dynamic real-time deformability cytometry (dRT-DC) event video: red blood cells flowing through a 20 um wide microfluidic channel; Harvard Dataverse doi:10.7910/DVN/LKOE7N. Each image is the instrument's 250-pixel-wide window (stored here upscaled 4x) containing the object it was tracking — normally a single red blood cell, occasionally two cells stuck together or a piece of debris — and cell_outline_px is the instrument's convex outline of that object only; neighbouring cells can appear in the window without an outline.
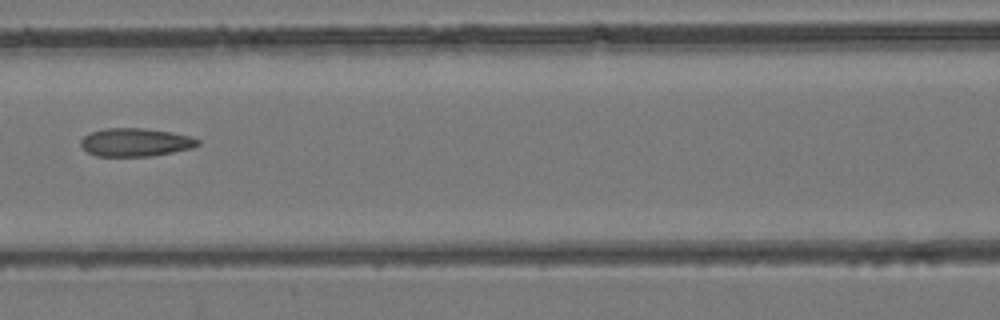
{"species": "common noctule bat (a hibernating species)", "species_latin": "Nyctalus noctula", "temperature_condition": "room temperature", "stored_images_in_passage": 6, "camera_frame_rate_fps": 3000, "um_per_image_px": 0.085, "animal": {"sex": "female", "body_mass_g": 24.6, "forearm_length_mm": 56.2}, "frame": {"image": 1, "passage_image": 6, "time_ms": 6.333, "image_size_px": [1000, 320], "cell_outline_px": [[200, 144], [192, 148], [152, 156], [96, 156], [88, 152], [80, 144], [80, 140], [84, 136], [92, 132], [104, 128], [144, 128], [168, 132], [188, 136], [200, 140]], "centroid_in_image_um": [11.5, 12.1], "position_along_channel_um": 155.1, "area_um2": 19.07}}